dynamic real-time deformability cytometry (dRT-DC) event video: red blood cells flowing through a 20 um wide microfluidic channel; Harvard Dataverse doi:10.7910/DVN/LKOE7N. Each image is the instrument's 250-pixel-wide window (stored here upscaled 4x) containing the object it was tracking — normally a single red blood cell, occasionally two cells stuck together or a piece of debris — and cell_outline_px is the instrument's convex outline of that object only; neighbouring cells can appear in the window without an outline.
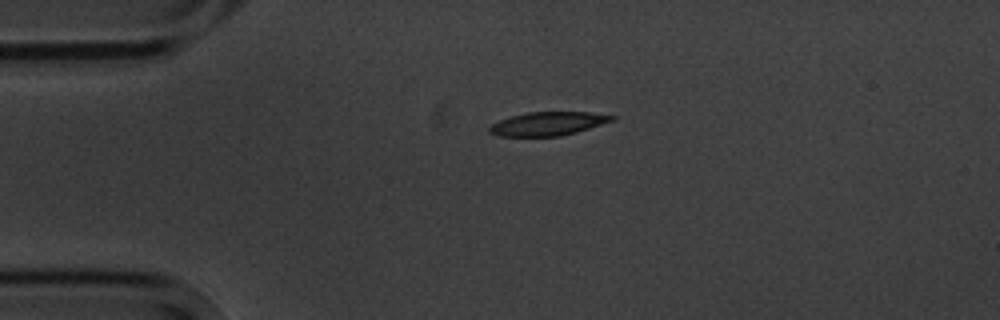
{"species": "common noctule bat (a hibernating species)", "species_latin": "Nyctalus noctula", "temperature_condition": "cold", "stored_images_in_passage": 6, "segment_of_instrument_passage": [2, 2], "camera_frame_rate_fps": 3000, "um_per_image_px": 0.085, "animal": {"sex": "male", "body_mass_g": 20.1, "forearm_length_mm": 53.5}, "frame": {"image": 1, "passage_image": 6, "time_ms": 6.667, "image_size_px": [1000, 320], "cell_outline_px": [[616, 116], [612, 120], [576, 132], [560, 136], [496, 136], [488, 132], [488, 128], [492, 124], [500, 120], [512, 116], [528, 112], [588, 112]], "centroid_in_image_um": [46.51, 10.52], "position_along_channel_um": 38.5, "area_um2": 16.59}}